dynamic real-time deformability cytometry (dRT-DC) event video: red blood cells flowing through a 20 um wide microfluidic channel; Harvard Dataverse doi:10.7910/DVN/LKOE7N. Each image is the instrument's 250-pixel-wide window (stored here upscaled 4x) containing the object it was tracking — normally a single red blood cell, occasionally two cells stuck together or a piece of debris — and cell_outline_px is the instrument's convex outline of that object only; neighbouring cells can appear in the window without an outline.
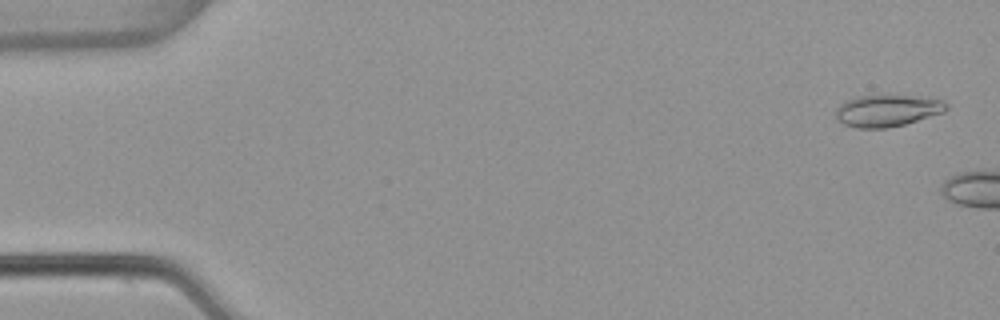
{"species": "common noctule bat (a hibernating species)", "species_latin": "Nyctalus noctula", "temperature_condition": "warm", "stored_images_in_passage": 6, "camera_frame_rate_fps": 3000, "um_per_image_px": 0.085, "animal": {"sex": "female", "body_mass_g": 22.7, "forearm_length_mm": 54.2}, "frame": {"image": 1, "passage_image": 2, "time_ms": 0.333, "image_size_px": [1000, 320], "cell_outline_px": [[948, 108], [944, 112], [904, 124], [888, 128], [856, 128], [844, 124], [836, 120], [836, 108], [844, 100], [856, 96], [912, 96], [944, 100], [948, 104]], "centroid_in_image_um": [75.39, 9.41], "position_along_channel_um": 9.6, "area_um2": 20.46}}